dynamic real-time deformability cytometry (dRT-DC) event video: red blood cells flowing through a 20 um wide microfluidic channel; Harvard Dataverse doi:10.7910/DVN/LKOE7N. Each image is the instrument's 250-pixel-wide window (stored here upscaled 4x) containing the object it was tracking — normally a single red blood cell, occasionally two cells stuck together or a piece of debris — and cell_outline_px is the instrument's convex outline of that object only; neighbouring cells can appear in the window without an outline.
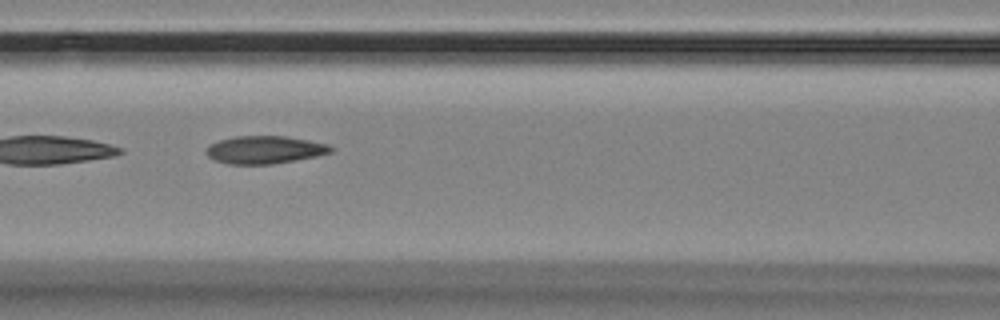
{"species": "Egyptian fruit bat (a non-hibernating species)", "species_latin": "Rousettus aegyptiacus", "temperature_condition": "room temperature", "stored_images_in_passage": 5, "camera_frame_rate_fps": 3000, "um_per_image_px": 0.085, "animal": {"sex": "female"}, "frame": {"image": 1, "passage_image": 3, "time_ms": 2.333, "image_size_px": [1000, 320], "cell_outline_px": [[336, 148], [332, 152], [316, 156], [296, 160], [272, 164], [228, 164], [216, 160], [208, 156], [204, 152], [208, 144], [220, 140], [236, 136], [284, 136], [308, 140], [328, 144]], "centroid_in_image_um": [22.5, 12.73], "position_along_channel_um": 144.1, "area_um2": 20.23}}
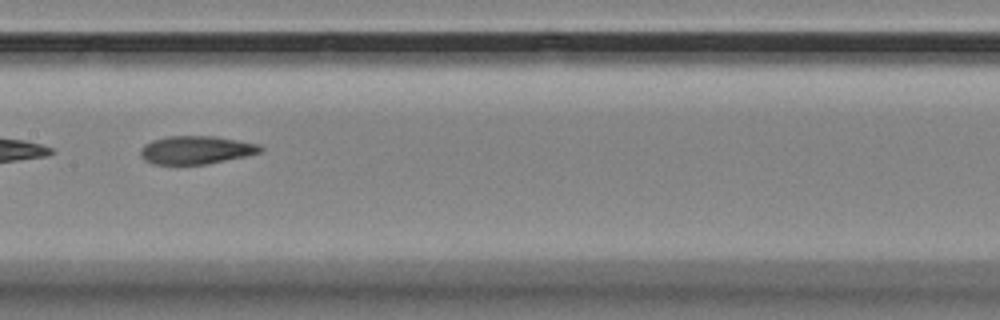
{"frame": {"image": 2, "passage_image": 4, "time_ms": 3.667, "image_size_px": [1000, 320], "cell_outline_px": [[264, 148], [260, 152], [244, 156], [208, 164], [152, 164], [144, 160], [140, 156], [140, 148], [144, 144], [152, 140], [168, 136], [216, 136], [260, 144]], "centroid_in_image_um": [16.64, 12.74], "position_along_channel_um": 190.8, "area_um2": 19.77}}
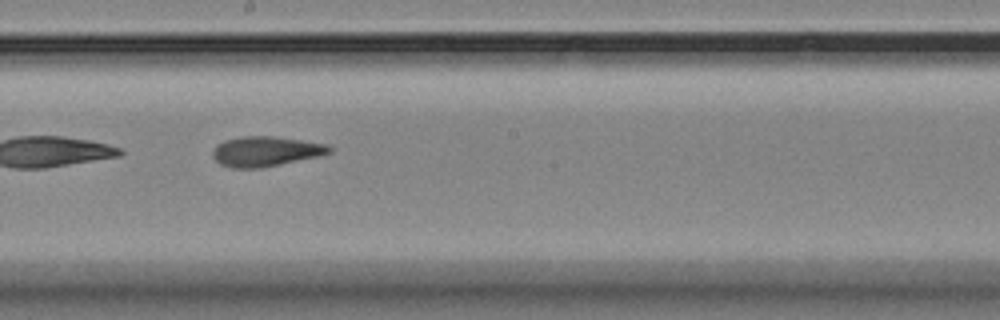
{"frame": {"image": 3, "passage_image": 5, "time_ms": 4.667, "image_size_px": [1000, 320], "cell_outline_px": [[332, 152], [320, 156], [260, 168], [232, 168], [220, 164], [212, 156], [212, 152], [216, 144], [224, 140], [240, 136], [276, 136], [328, 144], [332, 148]], "centroid_in_image_um": [22.58, 12.86], "position_along_channel_um": 225.6, "area_um2": 20.58}}